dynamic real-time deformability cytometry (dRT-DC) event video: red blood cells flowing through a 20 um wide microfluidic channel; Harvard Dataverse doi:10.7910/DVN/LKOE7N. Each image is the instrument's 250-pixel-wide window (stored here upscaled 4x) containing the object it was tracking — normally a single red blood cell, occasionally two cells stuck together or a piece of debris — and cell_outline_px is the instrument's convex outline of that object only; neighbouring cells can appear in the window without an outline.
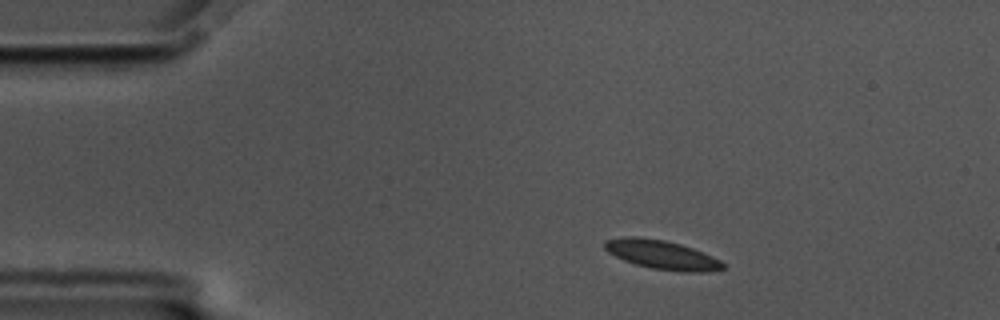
{"species": "common noctule bat (a hibernating species)", "species_latin": "Nyctalus noctula", "temperature_condition": "cold", "stored_images_in_passage": 49, "camera_frame_rate_fps": 3000, "um_per_image_px": 0.085, "animal": {"sex": "male", "body_mass_g": 17.5, "forearm_length_mm": 52.3}, "frame": {"image": 1, "passage_image": 1, "time_ms": 0.0, "image_size_px": [1000, 320], "cell_outline_px": [[724, 268], [708, 272], [680, 272], [652, 268], [636, 264], [624, 260], [608, 252], [604, 248], [604, 240], [624, 236], [640, 236], [664, 240], [680, 244], [692, 248], [712, 256], [720, 260], [724, 264]], "centroid_in_image_um": [56.24, 21.64], "position_along_channel_um": 28.8, "area_um2": 20.0}}
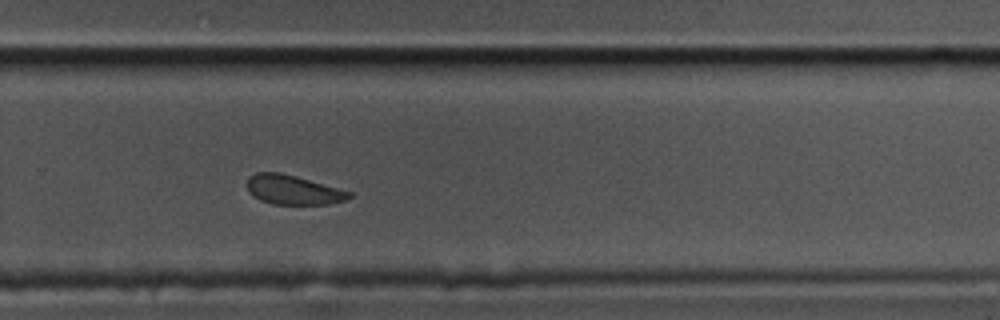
{"frame": {"image": 2, "passage_image": 30, "time_ms": 9.667, "image_size_px": [1000, 320], "cell_outline_px": [[352, 196], [348, 200], [328, 204], [272, 204], [260, 200], [252, 196], [248, 192], [244, 184], [248, 176], [256, 172], [280, 172], [296, 176], [352, 192]], "centroid_in_image_um": [24.85, 16.13], "position_along_channel_um": 304.9, "area_um2": 17.8}}
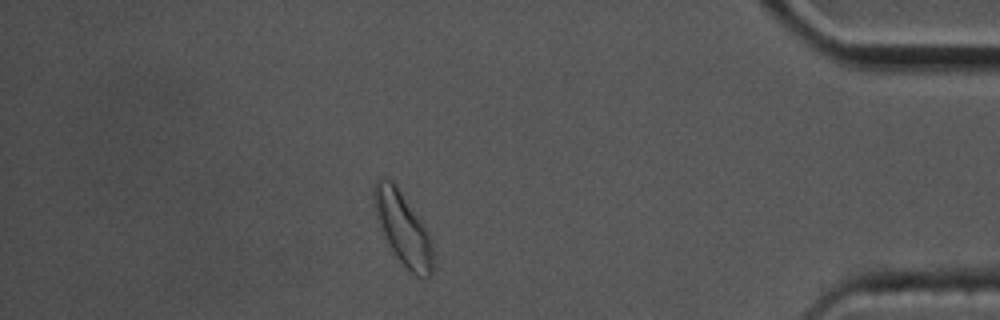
{"frame": {"image": 3, "passage_image": 42, "time_ms": 13.667, "image_size_px": [1000, 320], "cell_outline_px": [[432, 276], [424, 280], [416, 276], [396, 256], [388, 244], [384, 236], [376, 216], [372, 204], [372, 188], [376, 180], [380, 176], [384, 176], [392, 180], [396, 184], [432, 240]], "centroid_in_image_um": [34.2, 19.38], "position_along_channel_um": 401.0, "area_um2": 24.85}, "authors_computed_cell_mechanics": {"area_um2": 19.5942, "velocity_mm_per_s": 3.4272, "shape_relaxation_time_tau1_ms": 5.6755, "shape_relaxation_time_tau2_ms": null, "deformation_change_tau1": 0.0869, "deformation_change_tau2": null}}